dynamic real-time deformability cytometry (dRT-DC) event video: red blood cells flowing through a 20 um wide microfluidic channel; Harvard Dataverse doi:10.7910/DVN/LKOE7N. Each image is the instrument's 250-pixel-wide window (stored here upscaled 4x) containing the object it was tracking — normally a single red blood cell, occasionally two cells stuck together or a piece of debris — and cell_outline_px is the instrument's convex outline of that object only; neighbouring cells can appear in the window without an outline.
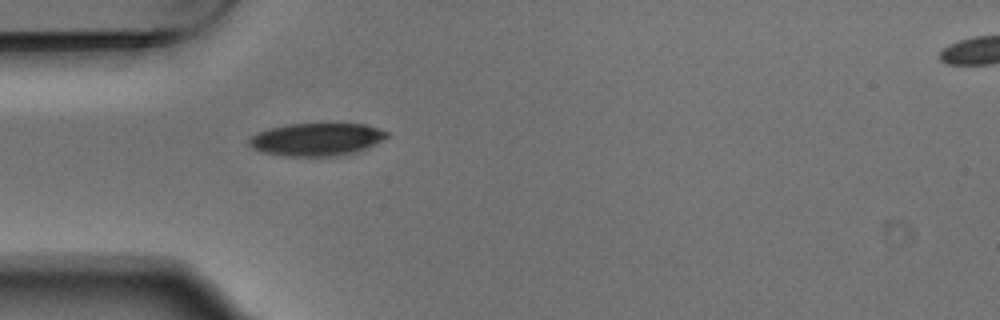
{"species": "Egyptian fruit bat (a non-hibernating species)", "species_latin": "Rousettus aegyptiacus", "temperature_condition": "warm", "stored_images_in_passage": 5, "camera_frame_rate_fps": 3000, "um_per_image_px": 0.085, "animal": {"sex": "male"}, "frame": {"image": 1, "passage_image": 5, "time_ms": 1.333, "image_size_px": [1000, 320], "cell_outline_px": [[388, 136], [356, 152], [340, 156], [284, 156], [264, 152], [252, 148], [248, 144], [248, 140], [256, 132], [268, 128], [288, 124], [364, 124], [388, 132]], "centroid_in_image_um": [26.84, 11.85], "position_along_channel_um": 58.2, "area_um2": 26.07}}